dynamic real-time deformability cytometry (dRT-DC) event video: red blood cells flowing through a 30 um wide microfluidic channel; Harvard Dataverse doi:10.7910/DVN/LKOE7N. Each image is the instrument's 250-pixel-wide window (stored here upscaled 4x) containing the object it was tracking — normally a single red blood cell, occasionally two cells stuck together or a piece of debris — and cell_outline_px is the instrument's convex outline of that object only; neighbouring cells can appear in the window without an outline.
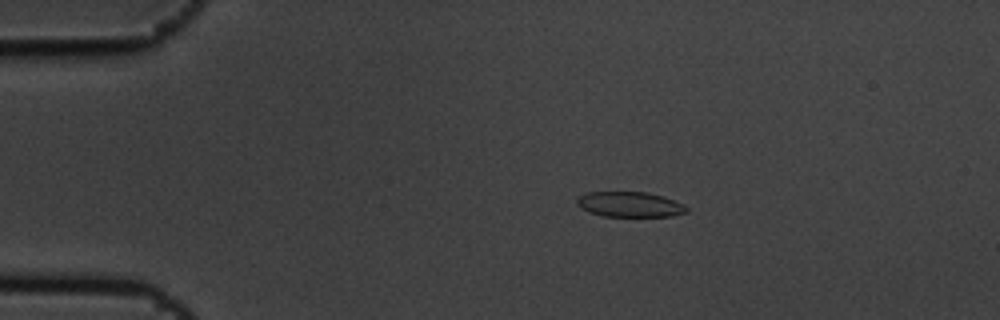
{"species": "common noctule bat (a hibernating species)", "species_latin": "Nyctalus noctula", "temperature_condition": "cold", "stored_images_in_passage": 7, "camera_frame_rate_fps": 3000, "um_per_image_px": 0.085, "animal": {"sex": "male", "body_mass_g": 19.5, "forearm_length_mm": 54.6}, "frame": {"image": 1, "passage_image": 1, "time_ms": 0.0, "image_size_px": [1000, 320], "cell_outline_px": [[688, 212], [672, 216], [604, 216], [588, 212], [580, 208], [576, 204], [576, 196], [588, 192], [648, 192], [664, 196], [684, 204], [688, 208]], "centroid_in_image_um": [53.51, 17.37], "position_along_channel_um": 31.5, "area_um2": 16.36}}
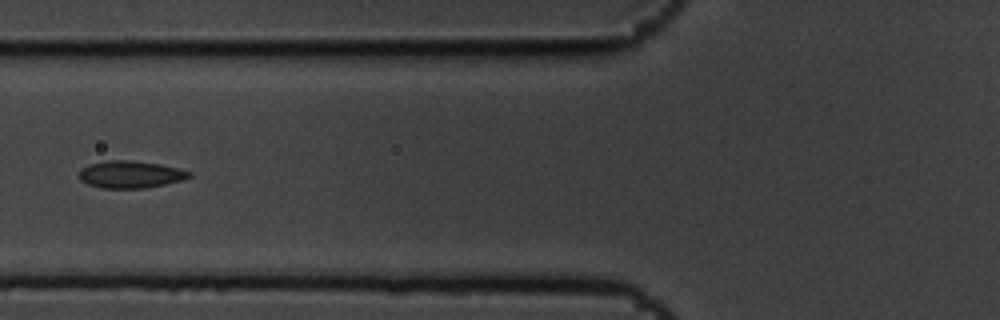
{"frame": {"image": 2, "passage_image": 4, "time_ms": 1.0, "image_size_px": [1000, 320], "cell_outline_px": [[192, 176], [180, 180], [164, 184], [144, 188], [100, 188], [88, 184], [80, 180], [80, 168], [88, 164], [108, 160], [128, 160], [160, 164], [192, 172]], "centroid_in_image_um": [11.05, 14.82], "position_along_channel_um": 114.8, "area_um2": 17.34}}
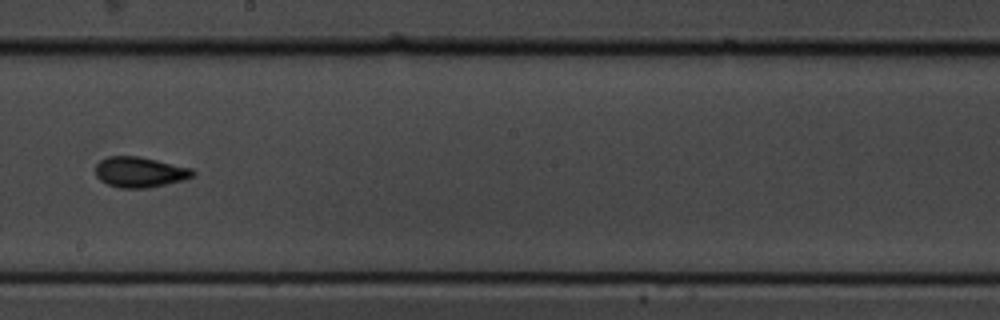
{"frame": {"image": 3, "passage_image": 7, "time_ms": 2.0, "image_size_px": [1000, 320], "cell_outline_px": [[196, 176], [184, 180], [148, 188], [120, 188], [108, 184], [100, 180], [96, 176], [96, 164], [100, 160], [108, 156], [140, 156], [192, 168], [196, 172]], "centroid_in_image_um": [11.91, 14.63], "position_along_channel_um": 236.3, "area_um2": 17.46}}